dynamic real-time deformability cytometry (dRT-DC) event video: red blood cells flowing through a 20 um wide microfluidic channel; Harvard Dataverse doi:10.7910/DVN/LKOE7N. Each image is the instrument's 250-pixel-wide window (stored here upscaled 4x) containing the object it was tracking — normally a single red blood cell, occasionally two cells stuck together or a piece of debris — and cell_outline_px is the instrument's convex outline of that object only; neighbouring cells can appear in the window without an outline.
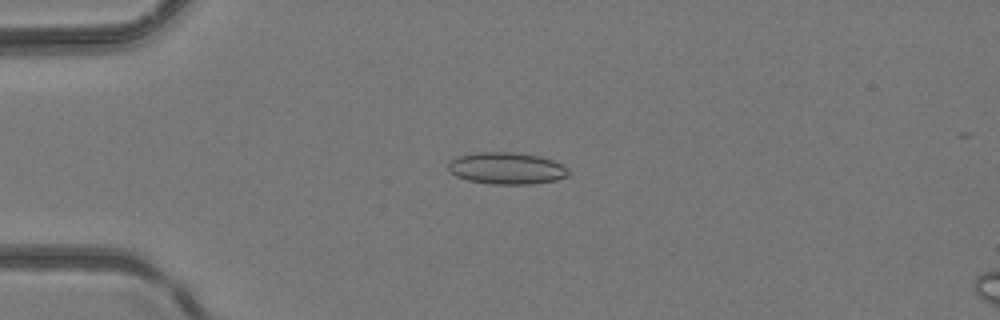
{"species": "common noctule bat (a hibernating species)", "species_latin": "Nyctalus noctula", "temperature_condition": "room temperature", "stored_images_in_passage": 49, "camera_frame_rate_fps": 3000, "um_per_image_px": 0.085, "animal": {"sex": "female", "body_mass_g": 24.6, "forearm_length_mm": 56.2}, "frame": {"image": 1, "passage_image": 13, "time_ms": 4.0, "image_size_px": [1000, 320], "cell_outline_px": [[568, 176], [556, 180], [532, 184], [492, 184], [468, 180], [456, 176], [448, 168], [448, 160], [456, 156], [476, 152], [516, 152], [540, 156], [552, 160], [568, 168]], "centroid_in_image_um": [43.04, 14.29], "position_along_channel_um": 42.0, "area_um2": 22.43}}
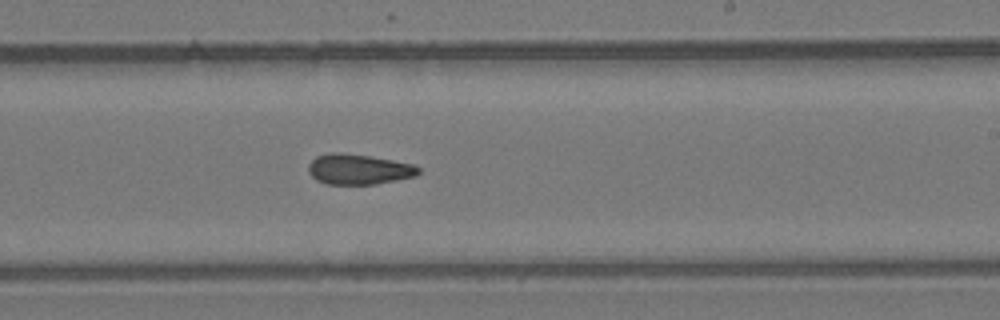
{"frame": {"image": 2, "passage_image": 30, "time_ms": 9.667, "image_size_px": [1000, 320], "cell_outline_px": [[420, 172], [416, 176], [376, 184], [324, 184], [316, 180], [308, 172], [308, 164], [316, 156], [332, 152], [340, 152], [368, 156], [392, 160], [412, 164], [420, 168]], "centroid_in_image_um": [30.46, 14.39], "position_along_channel_um": 258.5, "area_um2": 19.48}}
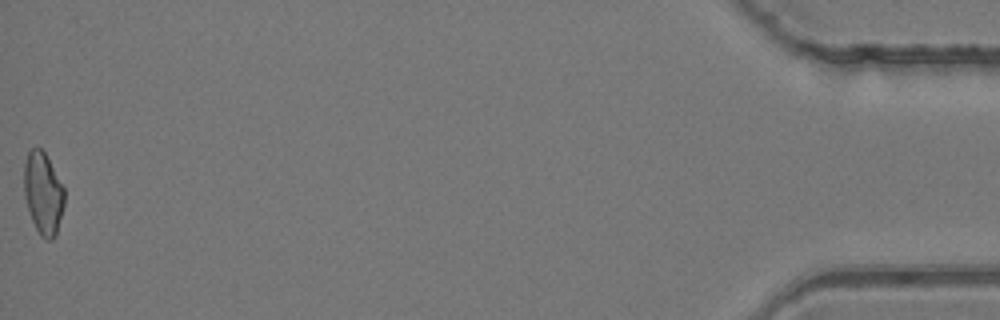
{"frame": {"image": 3, "passage_image": 49, "time_ms": 16.0, "image_size_px": [1000, 320], "cell_outline_px": [[64, 204], [56, 236], [52, 240], [48, 240], [40, 236], [32, 220], [28, 208], [24, 192], [24, 164], [28, 152], [32, 148], [40, 148], [44, 152], [64, 188]], "centroid_in_image_um": [3.67, 16.45], "position_along_channel_um": 431.5, "area_um2": 19.07}}